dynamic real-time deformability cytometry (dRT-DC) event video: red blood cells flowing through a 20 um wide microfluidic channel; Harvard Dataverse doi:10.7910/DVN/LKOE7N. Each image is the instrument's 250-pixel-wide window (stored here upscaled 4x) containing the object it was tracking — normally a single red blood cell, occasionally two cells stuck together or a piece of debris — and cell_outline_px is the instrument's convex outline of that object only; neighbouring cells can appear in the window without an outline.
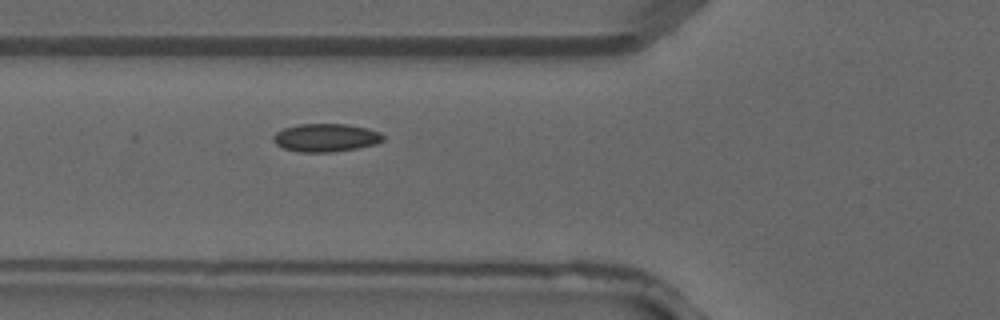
{"species": "common noctule bat (a hibernating species)", "species_latin": "Nyctalus noctula", "temperature_condition": "warm", "stored_images_in_passage": 5, "camera_frame_rate_fps": 3000, "um_per_image_px": 0.085, "animal": {"sex": "male", "forearm_length_mm": 52.5}, "frame": {"image": 1, "passage_image": 5, "time_ms": 1.333, "image_size_px": [1000, 320], "cell_outline_px": [[384, 140], [376, 144], [356, 148], [332, 152], [300, 152], [284, 148], [276, 144], [272, 140], [272, 136], [276, 132], [284, 128], [300, 124], [344, 124], [368, 128], [380, 132], [384, 136]], "centroid_in_image_um": [27.69, 11.7], "position_along_channel_um": 98.1, "area_um2": 17.98}}